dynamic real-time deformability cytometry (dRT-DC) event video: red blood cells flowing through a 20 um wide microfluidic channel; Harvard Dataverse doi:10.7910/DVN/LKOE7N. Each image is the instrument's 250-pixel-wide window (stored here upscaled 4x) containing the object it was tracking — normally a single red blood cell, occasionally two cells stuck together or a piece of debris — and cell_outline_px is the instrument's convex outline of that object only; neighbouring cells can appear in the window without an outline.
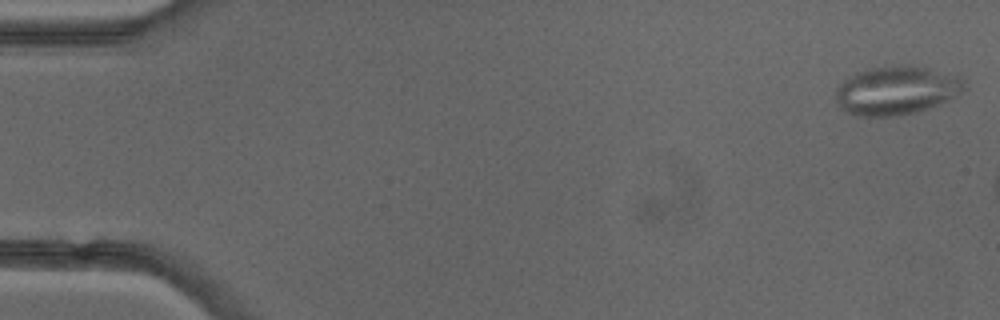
{"species": "common noctule bat (a hibernating species)", "species_latin": "Nyctalus noctula", "temperature_condition": "cold", "stored_images_in_passage": 9, "camera_frame_rate_fps": 3000, "um_per_image_px": 0.085, "animal": {"sex": "female"}, "frame": {"image": 1, "passage_image": 1, "time_ms": 0.0, "image_size_px": [1000, 320], "cell_outline_px": [[968, 88], [948, 100], [940, 104], [916, 112], [896, 116], [856, 116], [840, 108], [836, 104], [836, 88], [844, 80], [856, 72], [868, 68], [884, 64], [908, 64], [928, 68], [960, 76], [968, 84]], "centroid_in_image_um": [76.21, 7.66], "position_along_channel_um": 8.8, "area_um2": 37.17}}